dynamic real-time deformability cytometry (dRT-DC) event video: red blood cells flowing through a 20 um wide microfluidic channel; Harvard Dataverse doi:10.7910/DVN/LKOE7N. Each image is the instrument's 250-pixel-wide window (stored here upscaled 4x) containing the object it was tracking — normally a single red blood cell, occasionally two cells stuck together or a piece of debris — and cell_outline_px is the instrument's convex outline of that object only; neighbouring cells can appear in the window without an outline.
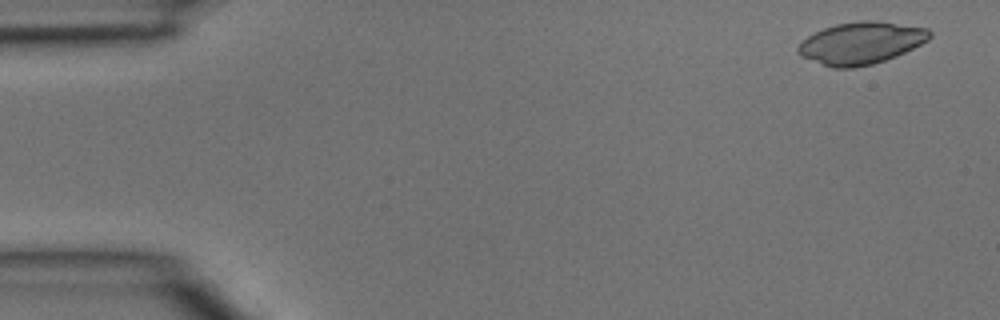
{"species": "common noctule bat (a hibernating species)", "species_latin": "Nyctalus noctula", "temperature_condition": "room temperature", "stored_images_in_passage": 3, "camera_frame_rate_fps": 3000, "um_per_image_px": 0.085, "animal": {"sex": "male", "body_mass_g": 15.6}, "frame": {"image": 1, "passage_image": 1, "time_ms": 0.0, "image_size_px": [1000, 320], "cell_outline_px": [[932, 36], [928, 40], [896, 56], [872, 64], [852, 68], [832, 68], [800, 56], [796, 52], [796, 48], [808, 36], [824, 28], [836, 24], [860, 20], [872, 20], [928, 28], [932, 32]], "centroid_in_image_um": [73.18, 3.66], "position_along_channel_um": 11.8, "area_um2": 32.14}}